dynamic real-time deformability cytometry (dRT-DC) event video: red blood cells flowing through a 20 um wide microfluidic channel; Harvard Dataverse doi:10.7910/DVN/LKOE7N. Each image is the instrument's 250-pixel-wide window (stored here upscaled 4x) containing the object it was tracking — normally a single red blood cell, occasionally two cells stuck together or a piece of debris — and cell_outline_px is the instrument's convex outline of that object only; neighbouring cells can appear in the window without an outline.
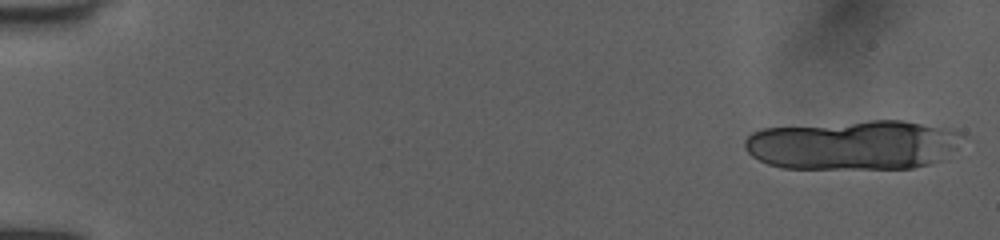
{"species": "human", "species_latin": "Homo sapiens", "temperature_condition": "room temperature", "stored_images_in_passage": 15, "camera_frame_rate_fps": 3000, "um_per_image_px": 0.085, "donor": {"sex": "female"}, "frame": {"image": 1, "passage_image": 1, "time_ms": 0.0, "image_size_px": [1000, 240], "cell_outline_px": [[964, 136], [956, 148], [940, 160], [928, 164], [912, 168], [780, 168], [768, 164], [752, 156], [744, 148], [744, 140], [752, 132], [760, 128], [868, 120], [900, 120], [964, 132]], "centroid_in_image_um": [72.48, 12.31], "position_along_channel_um": 12.5, "area_um2": 63.0}}